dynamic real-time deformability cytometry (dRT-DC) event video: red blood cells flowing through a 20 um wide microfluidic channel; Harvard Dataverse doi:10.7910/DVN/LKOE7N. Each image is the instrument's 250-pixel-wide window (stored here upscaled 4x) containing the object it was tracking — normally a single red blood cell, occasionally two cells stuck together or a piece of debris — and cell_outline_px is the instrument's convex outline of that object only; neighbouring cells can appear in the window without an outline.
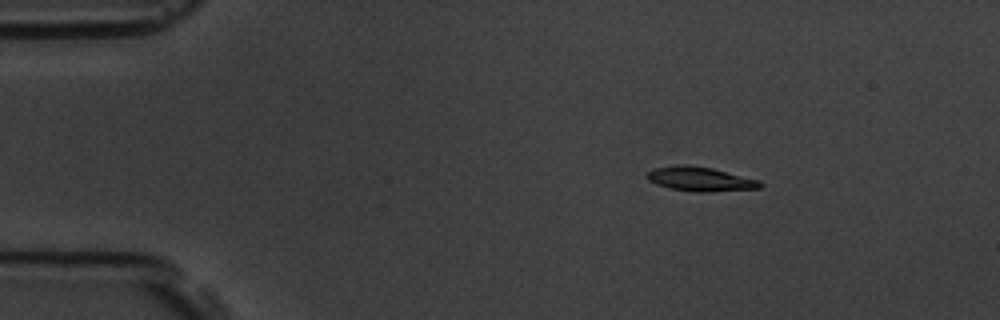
{"species": "common noctule bat (a hibernating species)", "species_latin": "Nyctalus noctula", "temperature_condition": "room temperature", "stored_images_in_passage": 3, "camera_frame_rate_fps": 3000, "um_per_image_px": 0.085, "animal": {"sex": "male", "body_mass_g": 19.5, "forearm_length_mm": 54.6}, "frame": {"image": 1, "passage_image": 1, "time_ms": 0.0, "image_size_px": [1000, 320], "cell_outline_px": [[764, 184], [760, 188], [704, 192], [696, 192], [672, 188], [656, 184], [648, 180], [644, 176], [648, 172], [656, 168], [676, 164], [688, 164], [712, 168], [760, 180]], "centroid_in_image_um": [59.52, 15.2], "position_along_channel_um": 25.5, "area_um2": 16.01}}